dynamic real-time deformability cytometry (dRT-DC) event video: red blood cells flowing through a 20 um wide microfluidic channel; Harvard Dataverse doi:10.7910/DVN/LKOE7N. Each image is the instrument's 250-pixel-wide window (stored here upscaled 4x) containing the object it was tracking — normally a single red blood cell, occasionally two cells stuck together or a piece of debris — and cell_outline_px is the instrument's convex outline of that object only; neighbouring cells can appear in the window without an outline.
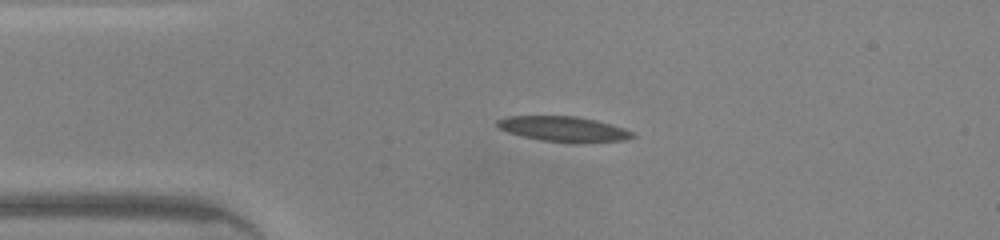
{"species": "common noctule bat (a hibernating species)", "species_latin": "Nyctalus noctula", "temperature_condition": "warm", "stored_images_in_passage": 45, "camera_frame_rate_fps": 3000, "um_per_image_px": 0.085, "animal": {"sex": "male", "body_mass_g": 20.0, "forearm_length_mm": 53.3}, "frame": {"image": 1, "passage_image": 9, "time_ms": 2.667, "image_size_px": [1000, 240], "cell_outline_px": [[636, 136], [624, 140], [576, 144], [572, 144], [540, 140], [508, 132], [500, 128], [496, 124], [496, 120], [508, 116], [576, 116], [596, 120], [624, 128], [636, 132]], "centroid_in_image_um": [47.96, 10.98], "position_along_channel_um": 37.0, "area_um2": 20.17}}
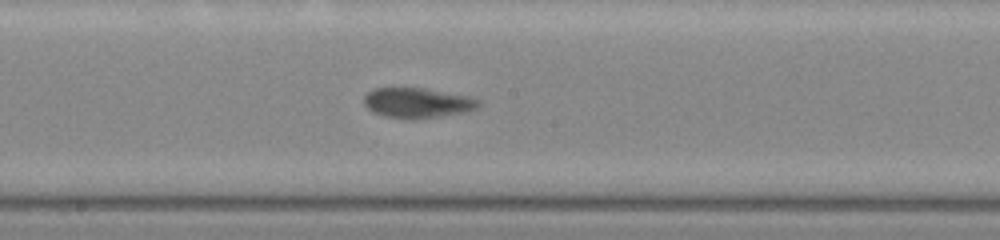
{"frame": {"image": 2, "passage_image": 23, "time_ms": 7.333, "image_size_px": [1000, 240], "cell_outline_px": [[480, 104], [476, 108], [464, 112], [436, 116], [384, 116], [372, 112], [364, 104], [364, 96], [368, 92], [376, 88], [424, 88], [468, 96], [480, 100]], "centroid_in_image_um": [35.47, 8.69], "position_along_channel_um": 212.7, "area_um2": 19.19}}
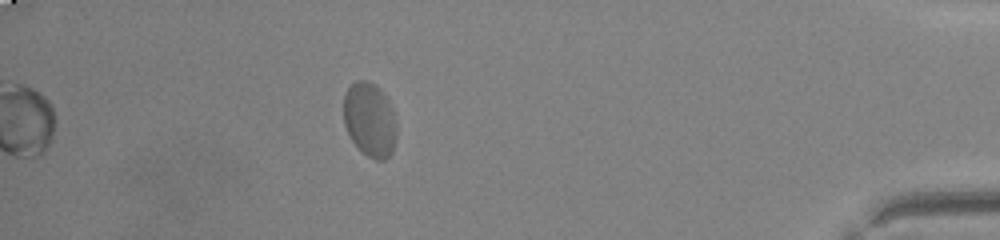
{"frame": {"image": 3, "passage_image": 40, "time_ms": 13.0, "image_size_px": [1000, 240], "cell_outline_px": [[396, 136], [392, 152], [384, 160], [376, 160], [368, 156], [352, 140], [344, 124], [344, 96], [348, 88], [356, 80], [364, 80], [380, 88], [388, 100], [392, 108], [396, 120]], "centroid_in_image_um": [31.44, 10.17], "position_along_channel_um": 403.8, "area_um2": 22.72}}